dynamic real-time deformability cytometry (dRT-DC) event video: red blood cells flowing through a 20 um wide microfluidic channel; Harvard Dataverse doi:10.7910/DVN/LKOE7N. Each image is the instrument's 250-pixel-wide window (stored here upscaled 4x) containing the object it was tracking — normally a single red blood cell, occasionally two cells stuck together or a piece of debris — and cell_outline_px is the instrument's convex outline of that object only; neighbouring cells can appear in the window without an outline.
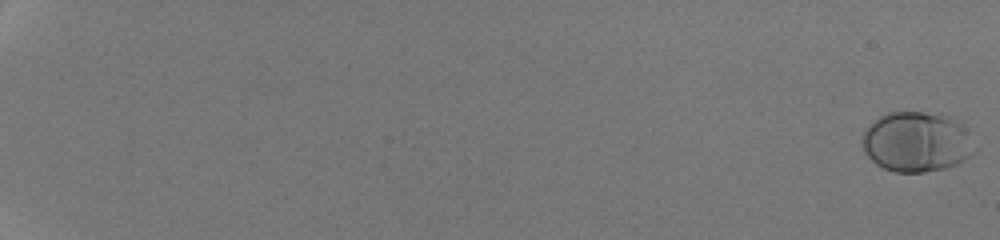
{"species": "human", "species_latin": "Homo sapiens", "temperature_condition": "room temperature", "stored_images_in_passage": 54, "camera_frame_rate_fps": 3000, "um_per_image_px": 0.085, "donor": {"sex": "male"}, "frame": {"image": 1, "passage_image": 1, "time_ms": 0.0, "image_size_px": [1000, 240], "cell_outline_px": [[980, 148], [972, 156], [956, 164], [944, 168], [924, 172], [896, 172], [884, 168], [876, 164], [864, 152], [860, 144], [864, 132], [868, 124], [872, 120], [888, 112], [944, 112], [964, 128]], "centroid_in_image_um": [77.93, 12.04], "position_along_channel_um": 7.1, "area_um2": 40.11}}
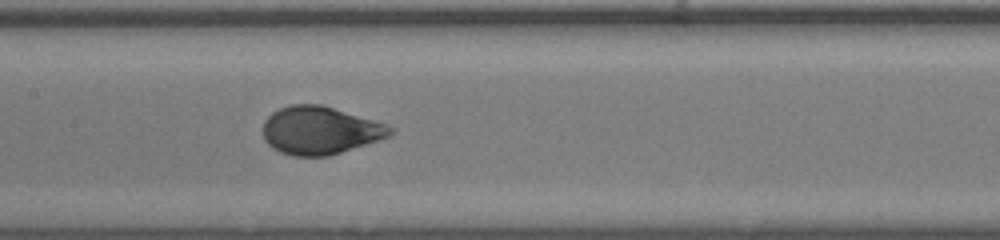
{"frame": {"image": 2, "passage_image": 32, "time_ms": 10.333, "image_size_px": [1000, 240], "cell_outline_px": [[396, 132], [388, 136], [328, 156], [292, 156], [280, 152], [272, 148], [264, 140], [264, 120], [272, 112], [280, 108], [292, 104], [320, 104], [372, 120], [396, 128]], "centroid_in_image_um": [27.16, 11.08], "position_along_channel_um": 180.2, "area_um2": 35.08}}
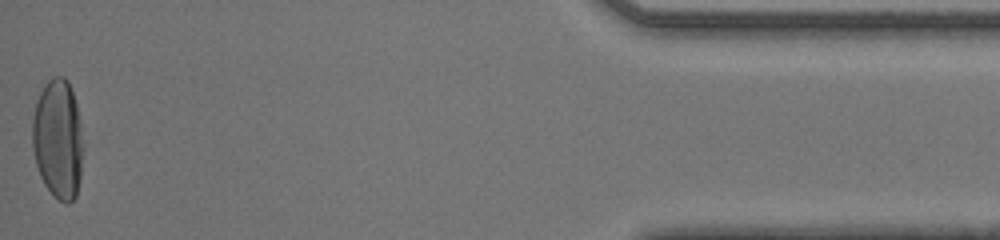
{"frame": {"image": 3, "passage_image": 54, "time_ms": 17.667, "image_size_px": [1000, 240], "cell_outline_px": [[84, 148], [80, 180], [76, 196], [68, 204], [64, 204], [52, 196], [44, 184], [40, 176], [36, 164], [32, 148], [32, 120], [36, 100], [44, 84], [52, 76], [64, 76], [68, 80], [76, 104], [84, 144]], "centroid_in_image_um": [4.93, 11.85], "position_along_channel_um": 430.3, "area_um2": 36.13}, "authors_computed_cell_mechanics": {"area_um2": 35.836, "velocity_mm_per_s": 4.2734, "shape_relaxation_time_tau1_ms": 3.169, "shape_relaxation_time_tau2_ms": null, "deformation_change_tau1": 0.1865, "deformation_change_tau2": null}}